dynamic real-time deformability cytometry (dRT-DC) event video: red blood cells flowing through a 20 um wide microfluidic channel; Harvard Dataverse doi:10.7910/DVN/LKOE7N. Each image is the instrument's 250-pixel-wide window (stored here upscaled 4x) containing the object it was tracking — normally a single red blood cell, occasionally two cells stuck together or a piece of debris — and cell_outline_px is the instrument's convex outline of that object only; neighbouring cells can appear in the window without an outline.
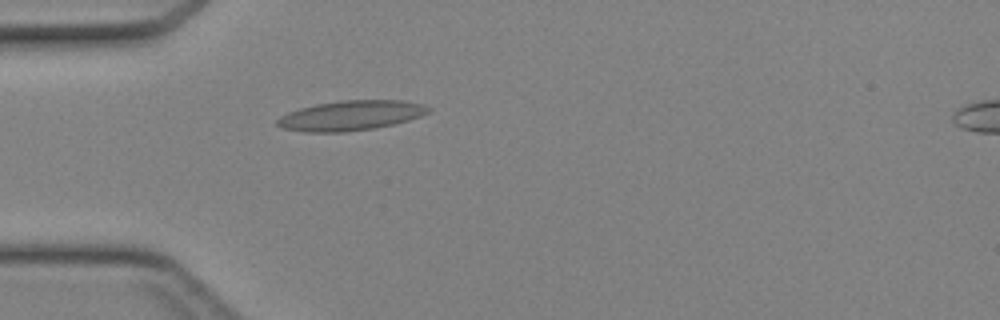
{"species": "Egyptian fruit bat (a non-hibernating species)", "species_latin": "Rousettus aegyptiacus", "temperature_condition": "cold", "stored_images_in_passage": 31, "camera_frame_rate_fps": 3000, "um_per_image_px": 0.085, "animal": {"sex": "female"}, "frame": {"image": 1, "passage_image": 5, "time_ms": 1.333, "image_size_px": [1000, 320], "cell_outline_px": [[432, 108], [428, 112], [420, 116], [408, 120], [376, 128], [344, 132], [304, 132], [284, 128], [276, 124], [276, 120], [280, 116], [288, 112], [300, 108], [316, 104], [340, 100], [404, 100], [424, 104]], "centroid_in_image_um": [29.82, 9.81], "position_along_channel_um": 55.2, "area_um2": 26.36}}
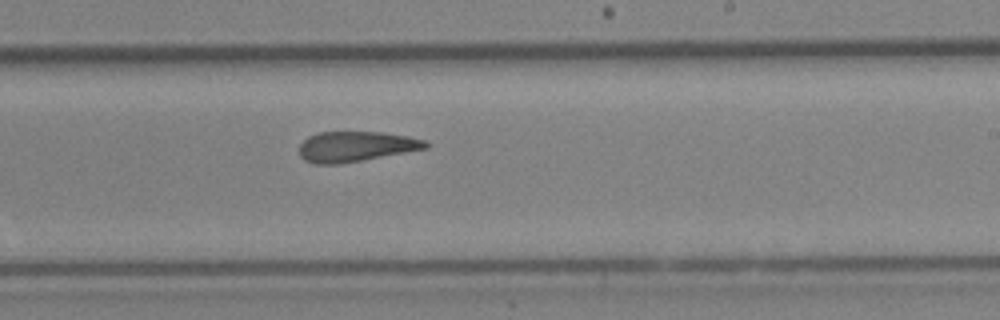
{"frame": {"image": 2, "passage_image": 19, "time_ms": 6.0, "image_size_px": [1000, 320], "cell_outline_px": [[432, 144], [428, 148], [360, 160], [336, 164], [316, 164], [304, 160], [300, 156], [300, 144], [308, 136], [320, 132], [384, 132], [408, 136], [424, 140]], "centroid_in_image_um": [30.25, 12.44], "position_along_channel_um": 258.7, "area_um2": 22.14}}
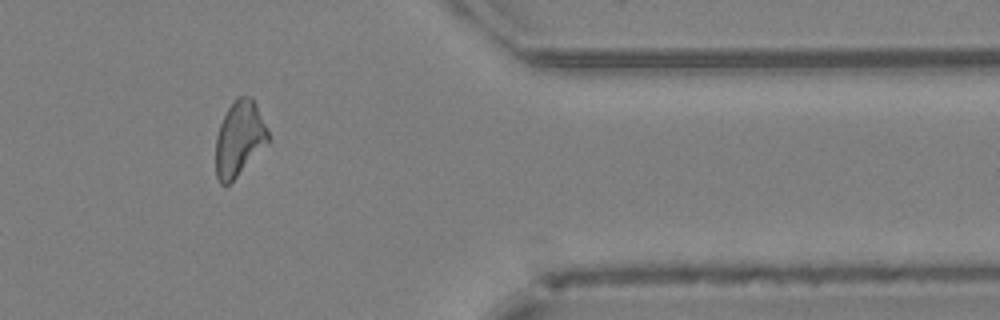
{"frame": {"image": 3, "passage_image": 29, "time_ms": 9.333, "image_size_px": [1000, 320], "cell_outline_px": [[268, 140], [236, 176], [228, 184], [220, 184], [216, 176], [216, 136], [220, 124], [228, 108], [240, 96], [252, 96], [268, 128]], "centroid_in_image_um": [20.32, 11.74], "position_along_channel_um": 391.1, "area_um2": 22.2}}